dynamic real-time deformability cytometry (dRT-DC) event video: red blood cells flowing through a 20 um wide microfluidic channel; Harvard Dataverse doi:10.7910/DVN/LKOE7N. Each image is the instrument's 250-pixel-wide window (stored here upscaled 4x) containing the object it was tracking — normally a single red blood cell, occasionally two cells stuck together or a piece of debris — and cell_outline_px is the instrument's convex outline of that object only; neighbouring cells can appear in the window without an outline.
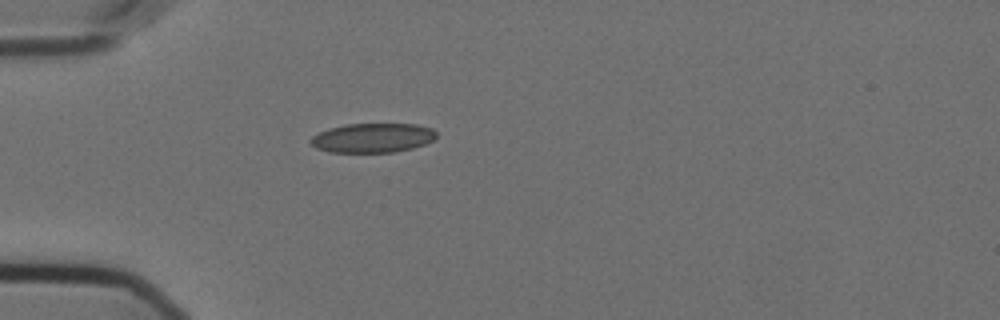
{"species": "Egyptian fruit bat (a non-hibernating species)", "species_latin": "Rousettus aegyptiacus", "temperature_condition": "cold", "stored_images_in_passage": 41, "camera_frame_rate_fps": 3000, "um_per_image_px": 0.085, "animal": {"sex": "female"}, "frame": {"image": 1, "passage_image": 1, "time_ms": 0.0, "image_size_px": [1000, 320], "cell_outline_px": [[436, 136], [432, 140], [424, 144], [412, 148], [392, 152], [328, 152], [316, 148], [308, 140], [312, 136], [328, 128], [344, 124], [416, 124], [432, 128], [436, 132]], "centroid_in_image_um": [31.64, 11.71], "position_along_channel_um": 53.4, "area_um2": 21.5}}
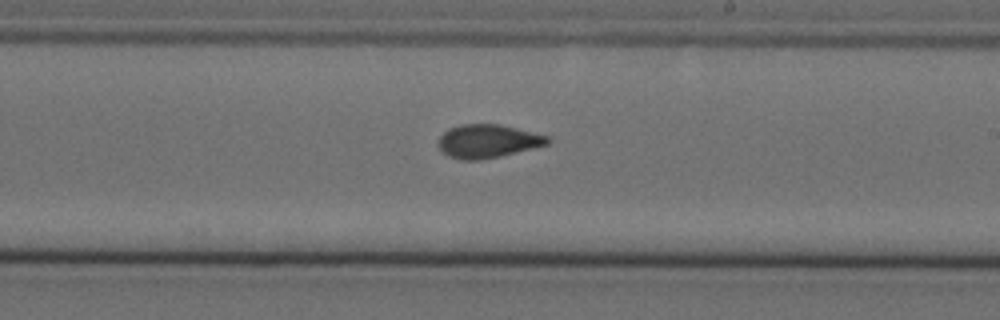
{"frame": {"image": 2, "passage_image": 18, "time_ms": 5.667, "image_size_px": [1000, 320], "cell_outline_px": [[552, 140], [548, 144], [480, 160], [460, 160], [448, 156], [440, 148], [440, 136], [448, 128], [460, 124], [500, 124], [548, 136]], "centroid_in_image_um": [41.44, 11.99], "position_along_channel_um": 247.6, "area_um2": 20.92}}
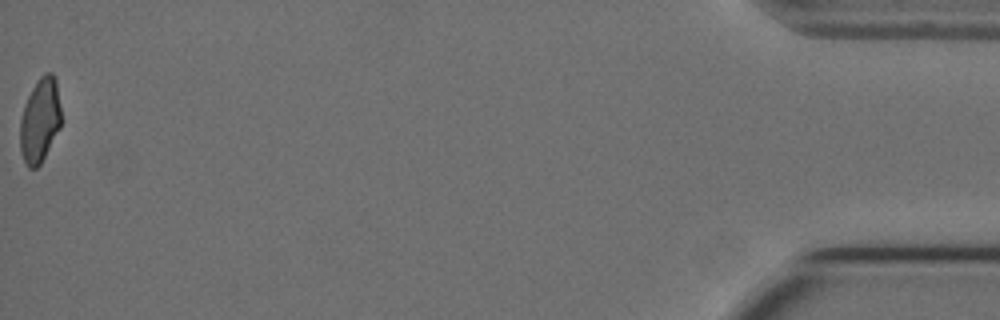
{"frame": {"image": 3, "passage_image": 41, "time_ms": 13.333, "image_size_px": [1000, 320], "cell_outline_px": [[60, 128], [40, 164], [36, 168], [28, 168], [20, 152], [20, 120], [24, 104], [32, 88], [40, 76], [44, 72], [52, 72], [56, 80], [60, 108]], "centroid_in_image_um": [3.38, 10.22], "position_along_channel_um": 431.8, "area_um2": 20.11}, "authors_computed_cell_mechanics": {"area_um2": 21.2126, "velocity_mm_per_s": 3.6138, "shape_relaxation_time_tau1_ms": 6.5816, "shape_relaxation_time_tau2_ms": 1.5319, "deformation_change_tau1": 0.1476, "deformation_change_tau2": 0.0474}}